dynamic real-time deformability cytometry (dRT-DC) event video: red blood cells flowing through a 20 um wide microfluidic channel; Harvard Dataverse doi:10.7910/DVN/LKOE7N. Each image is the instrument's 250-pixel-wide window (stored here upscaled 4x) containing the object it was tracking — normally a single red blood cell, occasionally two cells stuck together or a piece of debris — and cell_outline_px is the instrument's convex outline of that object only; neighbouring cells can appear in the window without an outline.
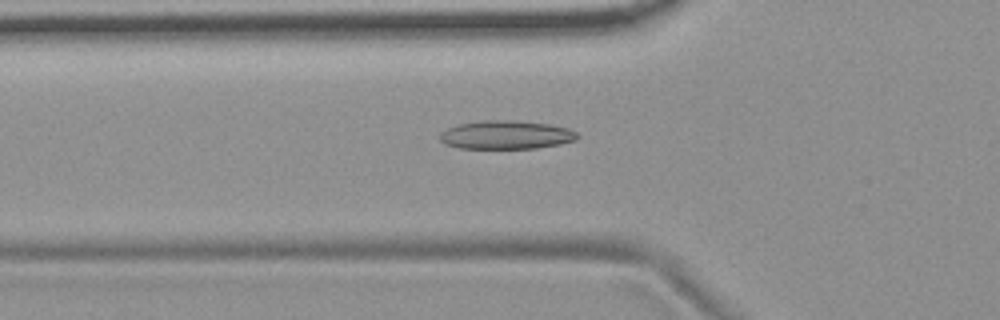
{"species": "common noctule bat (a hibernating species)", "species_latin": "Nyctalus noctula", "temperature_condition": "room temperature", "stored_images_in_passage": 54, "camera_frame_rate_fps": 3000, "um_per_image_px": 0.085, "animal": {"sex": "female", "body_mass_g": 19.9}, "frame": {"image": 1, "passage_image": 18, "time_ms": 5.667, "image_size_px": [1000, 320], "cell_outline_px": [[580, 136], [576, 140], [560, 144], [536, 148], [460, 148], [444, 144], [440, 140], [440, 132], [456, 124], [480, 120], [512, 120], [548, 124], [568, 128], [576, 132]], "centroid_in_image_um": [43.0, 11.46], "position_along_channel_um": 82.8, "area_um2": 22.95}}
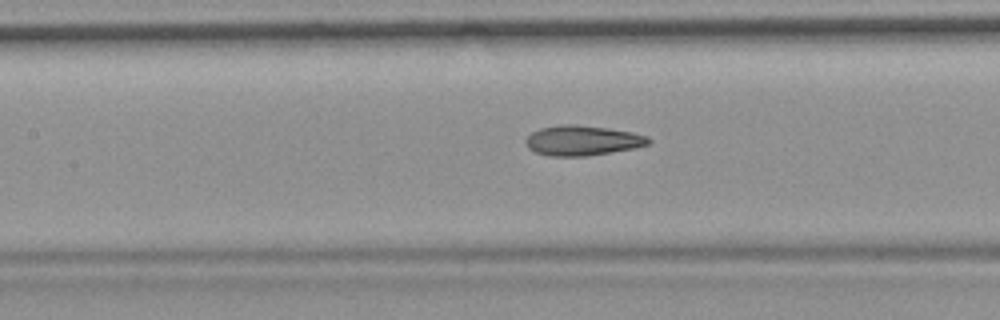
{"frame": {"image": 2, "passage_image": 24, "time_ms": 7.667, "image_size_px": [1000, 320], "cell_outline_px": [[652, 140], [648, 144], [636, 148], [584, 156], [548, 156], [536, 152], [528, 148], [524, 140], [532, 132], [540, 128], [564, 124], [576, 124], [608, 128], [632, 132], [648, 136]], "centroid_in_image_um": [49.51, 11.94], "position_along_channel_um": 157.9, "area_um2": 21.5}}
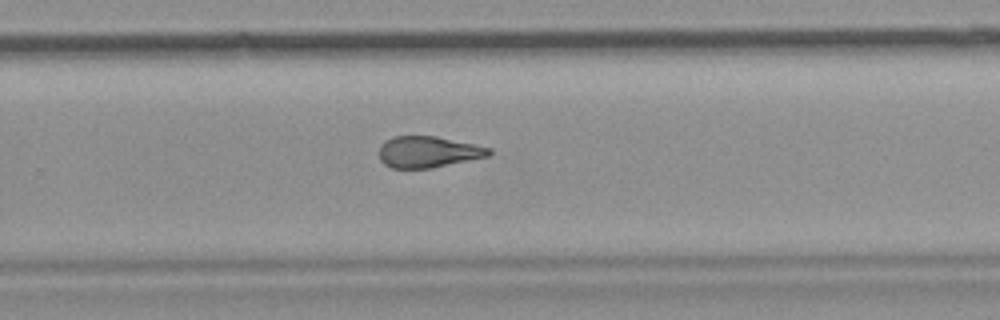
{"frame": {"image": 3, "passage_image": 35, "time_ms": 11.333, "image_size_px": [1000, 320], "cell_outline_px": [[492, 152], [488, 156], [432, 168], [392, 168], [384, 164], [380, 160], [380, 144], [384, 140], [396, 136], [436, 136], [492, 148]], "centroid_in_image_um": [36.38, 12.91], "position_along_channel_um": 293.4, "area_um2": 20.0}, "authors_computed_cell_mechanics": {"area_um2": 21.5883, "velocity_mm_per_s": 3.7213, "shape_relaxation_time_tau1_ms": null, "shape_relaxation_time_tau2_ms": 2.5998, "deformation_change_tau1": null, "deformation_change_tau2": 0.0959}}